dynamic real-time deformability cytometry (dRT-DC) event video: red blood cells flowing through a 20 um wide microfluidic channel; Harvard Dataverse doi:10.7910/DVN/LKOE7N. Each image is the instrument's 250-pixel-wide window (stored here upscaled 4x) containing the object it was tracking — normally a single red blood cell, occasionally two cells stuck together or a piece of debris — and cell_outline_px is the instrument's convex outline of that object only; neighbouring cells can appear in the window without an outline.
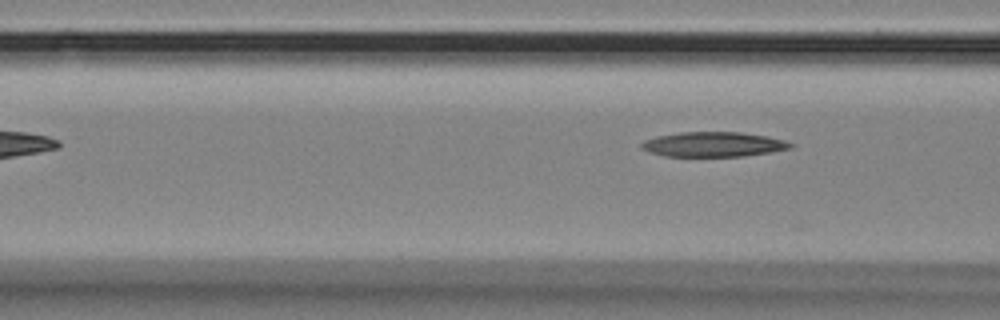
{"species": "Egyptian fruit bat (a non-hibernating species)", "species_latin": "Rousettus aegyptiacus", "temperature_condition": "room temperature", "stored_images_in_passage": 5, "segment_of_instrument_passage": [2, 2], "camera_frame_rate_fps": 3000, "um_per_image_px": 0.085, "animal": {"sex": "female"}, "frame": {"image": 1, "passage_image": 5, "time_ms": 5.667, "image_size_px": [1000, 320], "cell_outline_px": [[796, 144], [792, 148], [744, 156], [664, 156], [640, 148], [640, 144], [644, 140], [656, 136], [680, 132], [740, 132], [768, 136], [784, 140]], "centroid_in_image_um": [60.65, 12.26], "position_along_channel_um": 106.0, "area_um2": 21.56}}